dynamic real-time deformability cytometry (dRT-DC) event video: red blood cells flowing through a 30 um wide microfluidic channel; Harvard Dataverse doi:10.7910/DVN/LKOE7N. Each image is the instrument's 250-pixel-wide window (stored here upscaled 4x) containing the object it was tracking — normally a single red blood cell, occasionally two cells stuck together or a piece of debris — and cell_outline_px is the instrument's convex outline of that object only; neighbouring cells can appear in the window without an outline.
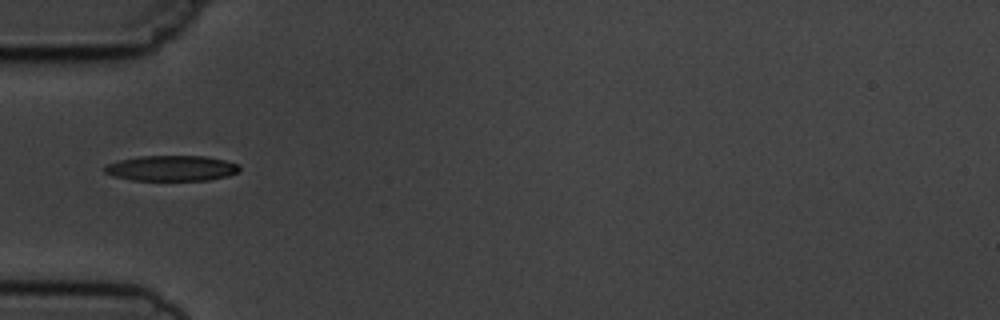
{"species": "common noctule bat (a hibernating species)", "species_latin": "Nyctalus noctula", "temperature_condition": "cold", "stored_images_in_passage": 7, "camera_frame_rate_fps": 3000, "um_per_image_px": 0.085, "animal": {"sex": "male", "body_mass_g": 19.5, "forearm_length_mm": 54.6}, "frame": {"image": 1, "passage_image": 1, "time_ms": 0.0, "image_size_px": [1000, 320], "cell_outline_px": [[240, 168], [236, 172], [228, 176], [208, 180], [132, 180], [112, 176], [104, 172], [104, 168], [108, 164], [120, 160], [140, 156], [204, 156], [224, 160], [240, 164]], "centroid_in_image_um": [14.58, 14.3], "position_along_channel_um": 70.4, "area_um2": 19.94}}
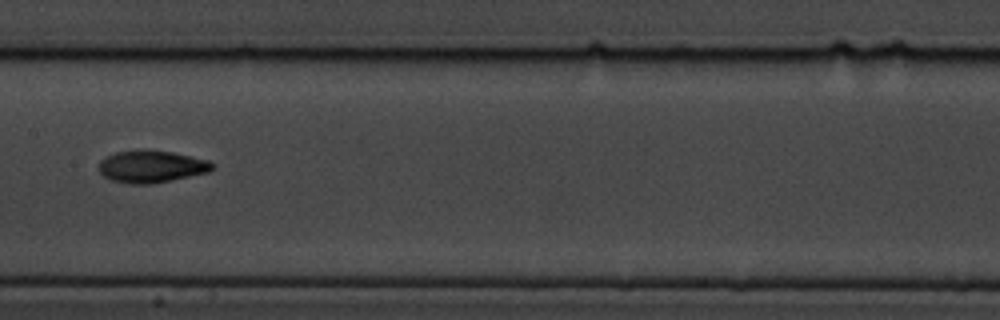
{"frame": {"image": 2, "passage_image": 4, "time_ms": 3.333, "image_size_px": [1000, 320], "cell_outline_px": [[216, 164], [208, 172], [152, 184], [128, 184], [108, 180], [100, 172], [100, 160], [116, 152], [144, 148], [172, 152], [208, 160]], "centroid_in_image_um": [12.85, 14.15], "position_along_channel_um": 194.6, "area_um2": 21.44}}
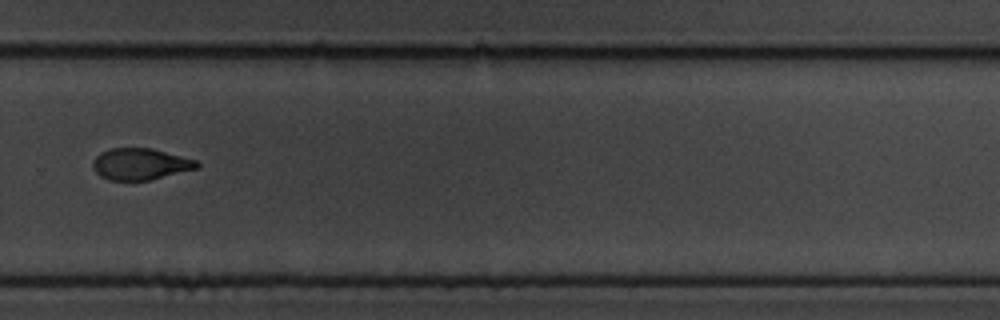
{"frame": {"image": 3, "passage_image": 7, "time_ms": 6.667, "image_size_px": [1000, 320], "cell_outline_px": [[200, 168], [148, 180], [108, 180], [100, 176], [92, 168], [92, 160], [100, 152], [108, 148], [152, 148], [196, 160], [200, 164]], "centroid_in_image_um": [11.91, 13.94], "position_along_channel_um": 317.9, "area_um2": 19.25}}